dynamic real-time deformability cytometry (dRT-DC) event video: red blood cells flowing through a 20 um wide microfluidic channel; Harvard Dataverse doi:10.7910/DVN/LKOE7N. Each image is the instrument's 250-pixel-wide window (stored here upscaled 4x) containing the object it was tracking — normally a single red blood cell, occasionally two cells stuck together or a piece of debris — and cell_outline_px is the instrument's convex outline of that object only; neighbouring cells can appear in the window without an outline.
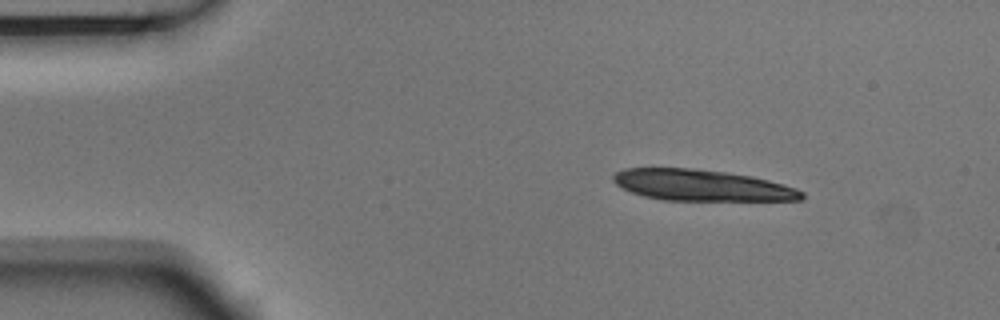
{"species": "Egyptian fruit bat (a non-hibernating species)", "species_latin": "Rousettus aegyptiacus", "temperature_condition": "room temperature", "stored_images_in_passage": 4, "camera_frame_rate_fps": 3000, "um_per_image_px": 0.085, "animal": {"sex": "male"}, "frame": {"image": 1, "passage_image": 1, "time_ms": 0.0, "image_size_px": [1000, 320], "cell_outline_px": [[804, 200], [664, 200], [644, 196], [632, 192], [616, 184], [612, 180], [612, 176], [616, 172], [624, 168], [692, 168], [724, 172], [752, 176], [784, 184], [796, 188], [804, 192]], "centroid_in_image_um": [59.65, 15.75], "position_along_channel_um": 25.3, "area_um2": 34.1}}